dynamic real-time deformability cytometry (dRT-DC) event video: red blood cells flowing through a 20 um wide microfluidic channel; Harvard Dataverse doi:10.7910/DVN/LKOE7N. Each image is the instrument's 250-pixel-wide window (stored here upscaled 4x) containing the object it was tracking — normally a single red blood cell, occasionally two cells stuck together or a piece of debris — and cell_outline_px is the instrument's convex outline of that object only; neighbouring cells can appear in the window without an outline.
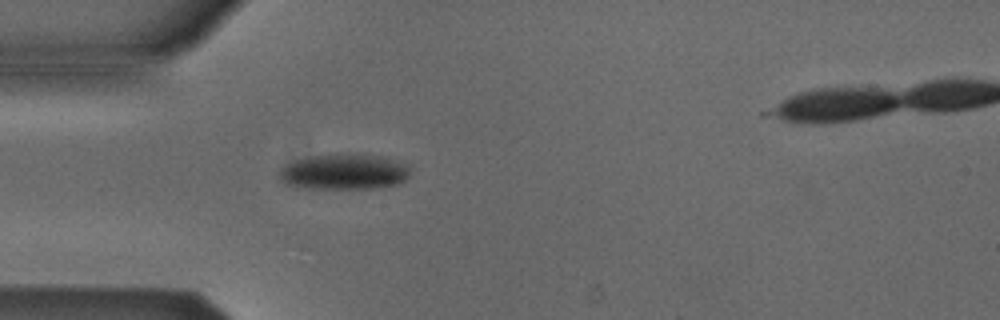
{"species": "Egyptian fruit bat (a non-hibernating species)", "species_latin": "Rousettus aegyptiacus", "temperature_condition": "cold", "stored_images_in_passage": 23, "camera_frame_rate_fps": 3000, "um_per_image_px": 0.085, "animal": {"sex": "male"}, "frame": {"image": 1, "passage_image": 1, "time_ms": 0.0, "image_size_px": [1000, 320], "cell_outline_px": [[408, 176], [404, 180], [396, 184], [372, 188], [308, 188], [284, 184], [280, 180], [280, 168], [284, 164], [296, 160], [312, 156], [336, 152], [360, 152], [380, 156], [408, 164]], "centroid_in_image_um": [29.21, 14.56], "position_along_channel_um": 55.8, "area_um2": 27.57}}
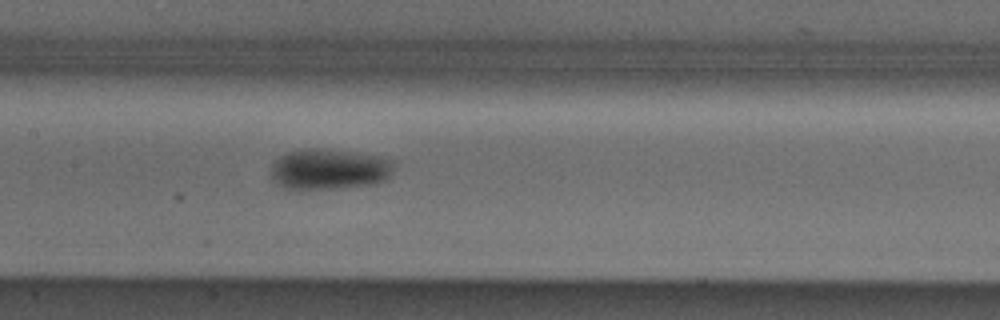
{"frame": {"image": 2, "passage_image": 11, "time_ms": 3.333, "image_size_px": [1000, 320], "cell_outline_px": [[396, 160], [392, 172], [388, 180], [376, 184], [344, 188], [284, 188], [276, 184], [272, 180], [272, 164], [280, 156], [288, 152], [300, 148], [316, 148], [356, 152], [384, 156]], "centroid_in_image_um": [28.06, 14.37], "position_along_channel_um": 179.3, "area_um2": 29.71}}
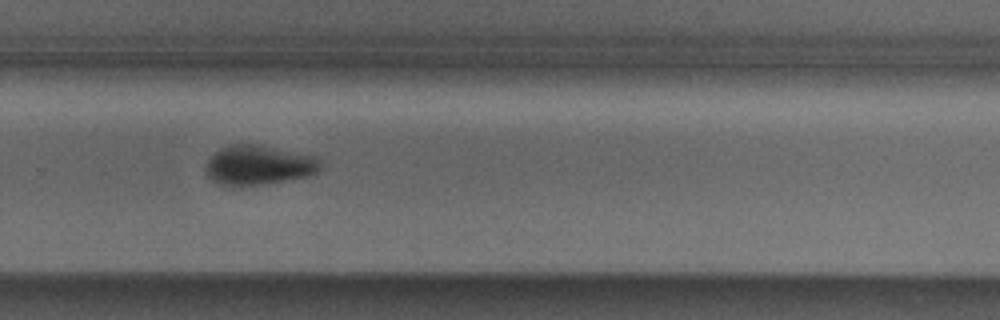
{"frame": {"image": 3, "passage_image": 21, "time_ms": 6.667, "image_size_px": [1000, 320], "cell_outline_px": [[320, 168], [316, 172], [308, 176], [264, 184], [240, 188], [216, 184], [204, 172], [204, 168], [208, 160], [220, 148], [228, 144], [260, 144], [316, 156], [320, 160]], "centroid_in_image_um": [21.93, 14.05], "position_along_channel_um": 307.9, "area_um2": 27.05}}